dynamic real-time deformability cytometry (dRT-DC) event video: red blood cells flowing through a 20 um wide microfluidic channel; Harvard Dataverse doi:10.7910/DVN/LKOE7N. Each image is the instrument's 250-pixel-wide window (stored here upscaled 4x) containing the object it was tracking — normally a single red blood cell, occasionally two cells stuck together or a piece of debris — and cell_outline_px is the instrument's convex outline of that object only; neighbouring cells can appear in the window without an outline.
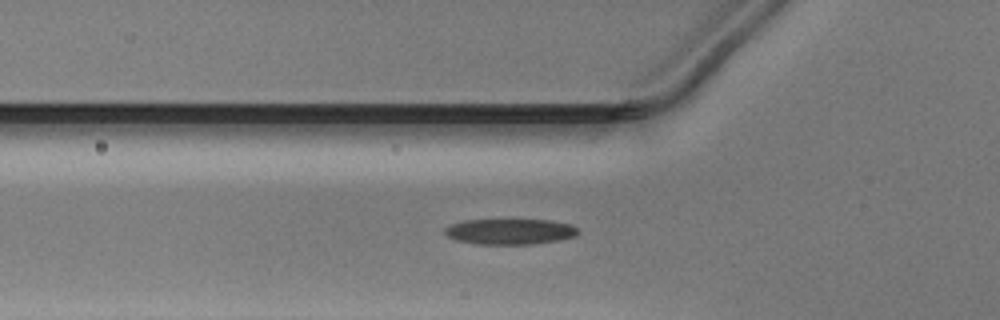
{"species": "Egyptian fruit bat (a non-hibernating species)", "species_latin": "Rousettus aegyptiacus", "temperature_condition": "warm", "stored_images_in_passage": 31, "camera_frame_rate_fps": 3000, "um_per_image_px": 0.085, "animal": {"sex": "male"}, "frame": {"image": 1, "passage_image": 2, "time_ms": 0.333, "image_size_px": [1000, 320], "cell_outline_px": [[580, 228], [576, 236], [560, 240], [528, 244], [476, 244], [456, 240], [448, 236], [444, 232], [444, 228], [448, 224], [464, 220], [552, 220], [572, 224]], "centroid_in_image_um": [43.36, 19.67], "position_along_channel_um": 82.4, "area_um2": 20.11}}
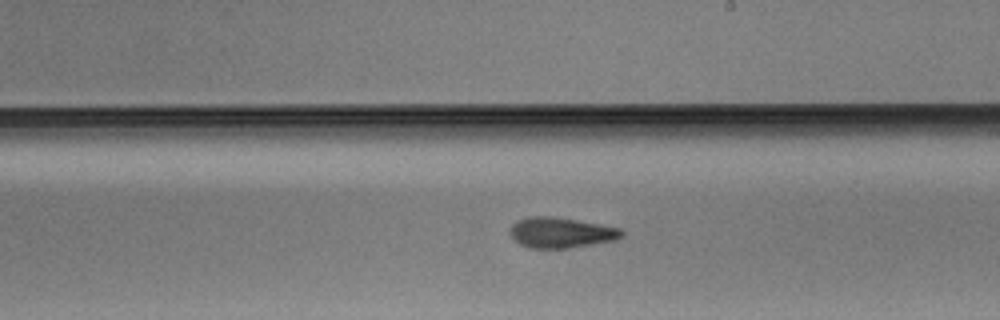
{"frame": {"image": 2, "passage_image": 14, "time_ms": 4.333, "image_size_px": [1000, 320], "cell_outline_px": [[624, 236], [616, 240], [568, 248], [532, 248], [520, 244], [512, 240], [508, 232], [508, 228], [516, 220], [528, 216], [556, 216], [620, 228], [624, 232]], "centroid_in_image_um": [47.63, 19.76], "position_along_channel_um": 241.4, "area_um2": 20.17}}
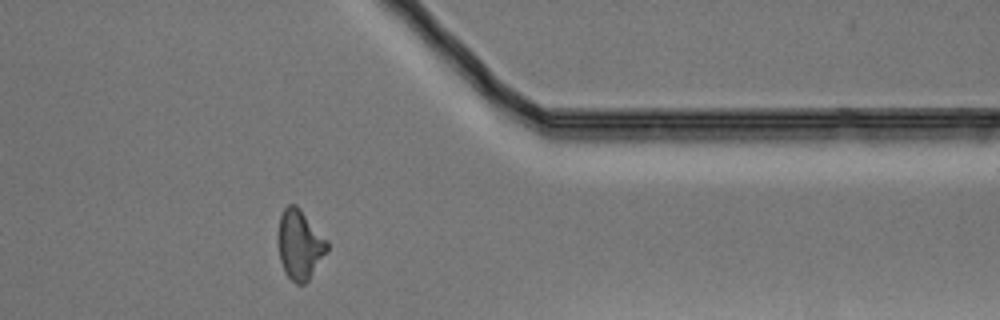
{"frame": {"image": 3, "passage_image": 26, "time_ms": 8.333, "image_size_px": [1000, 320], "cell_outline_px": [[328, 252], [308, 280], [304, 284], [296, 284], [284, 272], [280, 260], [276, 236], [280, 216], [284, 208], [288, 204], [296, 204], [300, 208], [328, 240]], "centroid_in_image_um": [25.47, 20.78], "position_along_channel_um": 385.9, "area_um2": 20.29}}